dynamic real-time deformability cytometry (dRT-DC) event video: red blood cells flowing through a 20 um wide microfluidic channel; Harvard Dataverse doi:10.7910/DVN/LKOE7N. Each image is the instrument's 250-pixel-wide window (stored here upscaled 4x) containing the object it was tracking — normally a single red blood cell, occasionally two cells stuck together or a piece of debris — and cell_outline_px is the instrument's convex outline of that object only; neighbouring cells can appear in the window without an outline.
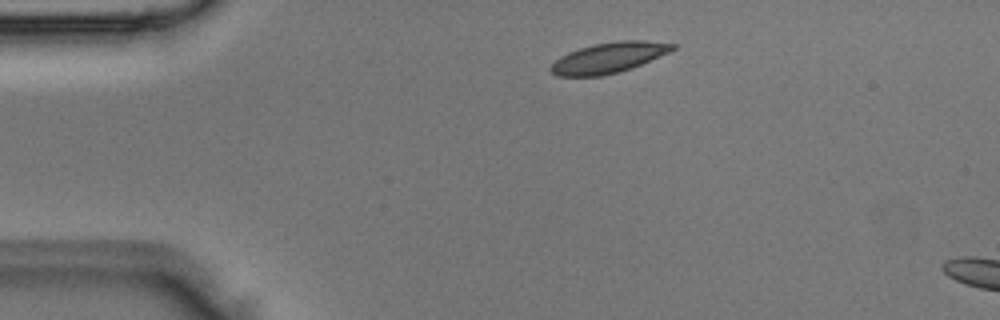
{"species": "Egyptian fruit bat (a non-hibernating species)", "species_latin": "Rousettus aegyptiacus", "temperature_condition": "room temperature", "stored_images_in_passage": 3, "camera_frame_rate_fps": 3000, "um_per_image_px": 0.085, "animal": {"sex": "male"}, "frame": {"image": 1, "passage_image": 2, "time_ms": 0.333, "image_size_px": [1000, 320], "cell_outline_px": [[676, 48], [668, 52], [632, 68], [600, 76], [556, 76], [548, 68], [560, 56], [568, 52], [592, 44], [620, 40], [644, 40], [676, 44]], "centroid_in_image_um": [51.71, 4.89], "position_along_channel_um": 33.3, "area_um2": 21.5}}